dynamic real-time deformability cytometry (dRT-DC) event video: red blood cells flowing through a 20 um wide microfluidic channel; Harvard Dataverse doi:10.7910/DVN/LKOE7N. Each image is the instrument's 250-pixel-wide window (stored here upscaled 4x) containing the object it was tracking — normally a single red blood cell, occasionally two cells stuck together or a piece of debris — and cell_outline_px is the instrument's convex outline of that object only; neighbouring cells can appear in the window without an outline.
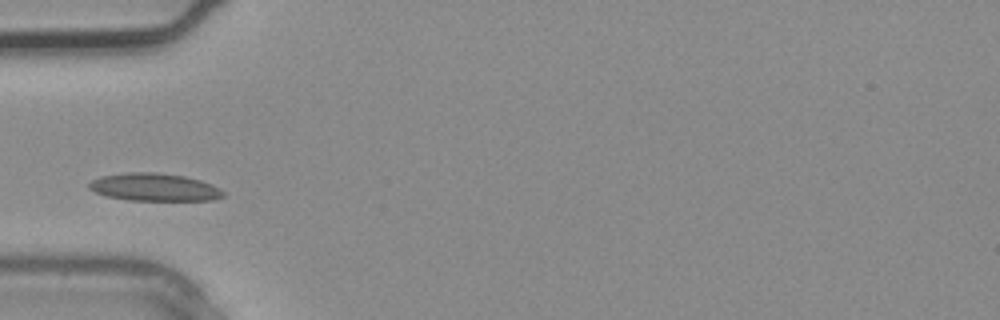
{"species": "common noctule bat (a hibernating species)", "species_latin": "Nyctalus noctula", "temperature_condition": "warm", "stored_images_in_passage": 1, "camera_frame_rate_fps": 3000, "um_per_image_px": 0.085, "animal": {"sex": "male", "body_mass_g": 20.4}, "frame": {"image": 1, "passage_image": 1, "time_ms": 0.0, "image_size_px": [1000, 320], "cell_outline_px": [[224, 196], [212, 200], [128, 200], [104, 196], [88, 188], [88, 184], [92, 180], [100, 176], [128, 172], [156, 172], [184, 176], [200, 180], [212, 184], [220, 188], [224, 192]], "centroid_in_image_um": [13.1, 15.91], "position_along_channel_um": 71.9, "area_um2": 21.73}}